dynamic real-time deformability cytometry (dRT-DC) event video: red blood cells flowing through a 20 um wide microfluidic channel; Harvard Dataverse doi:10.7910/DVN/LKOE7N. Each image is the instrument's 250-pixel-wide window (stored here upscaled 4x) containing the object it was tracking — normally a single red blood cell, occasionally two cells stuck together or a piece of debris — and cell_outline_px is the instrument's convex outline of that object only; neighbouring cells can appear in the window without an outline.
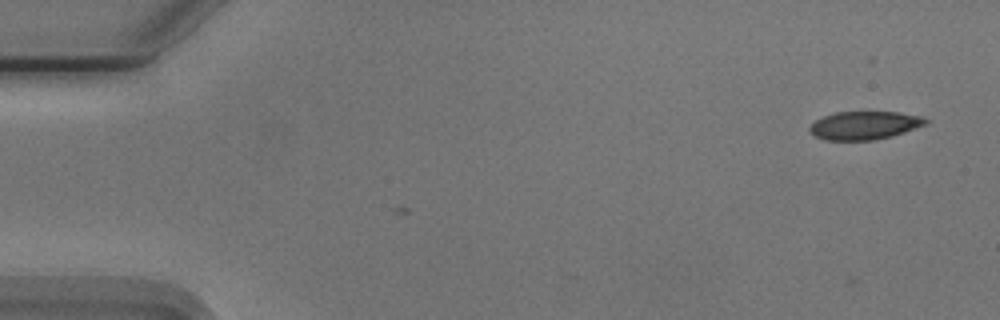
{"species": "Egyptian fruit bat (a non-hibernating species)", "species_latin": "Rousettus aegyptiacus", "temperature_condition": "cold", "stored_images_in_passage": 47, "camera_frame_rate_fps": 3000, "um_per_image_px": 0.085, "animal": {"sex": "male"}, "frame": {"image": 1, "passage_image": 1, "time_ms": 0.0, "image_size_px": [1000, 320], "cell_outline_px": [[928, 124], [888, 136], [872, 140], [824, 140], [816, 136], [808, 128], [816, 120], [824, 116], [836, 112], [896, 112], [924, 116], [928, 120]], "centroid_in_image_um": [73.49, 10.64], "position_along_channel_um": 11.5, "area_um2": 18.79}}
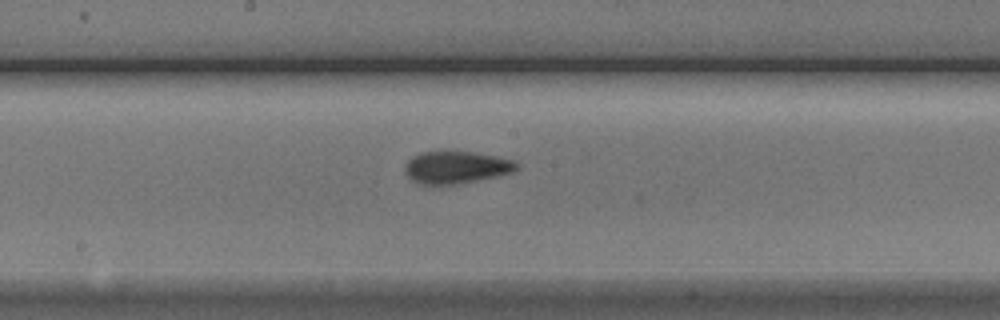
{"frame": {"image": 2, "passage_image": 27, "time_ms": 8.667, "image_size_px": [1000, 320], "cell_outline_px": [[520, 168], [512, 172], [496, 176], [456, 184], [416, 184], [404, 172], [404, 168], [408, 160], [412, 156], [424, 152], [472, 152], [496, 156], [516, 160], [520, 164]], "centroid_in_image_um": [38.8, 14.22], "position_along_channel_um": 209.4, "area_um2": 20.98}}
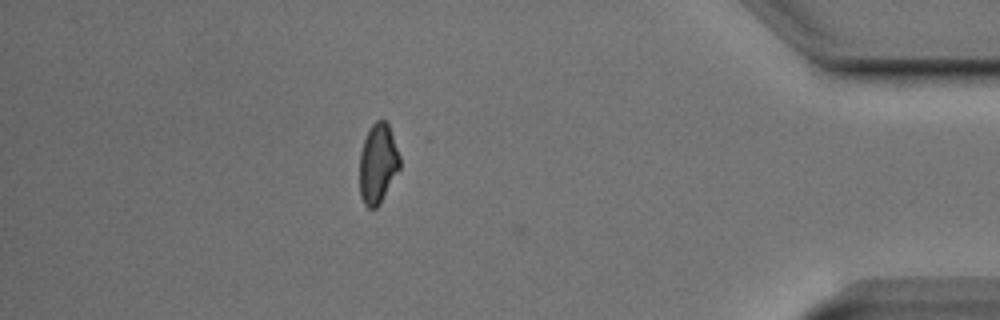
{"frame": {"image": 3, "passage_image": 46, "time_ms": 15.0, "image_size_px": [1000, 320], "cell_outline_px": [[400, 168], [380, 204], [376, 208], [368, 208], [364, 204], [360, 196], [360, 152], [364, 140], [372, 124], [376, 120], [384, 120], [388, 124], [400, 156]], "centroid_in_image_um": [32.12, 13.93], "position_along_channel_um": 403.1, "area_um2": 18.61}, "authors_computed_cell_mechanics": {"area_um2": 20.2878, "velocity_mm_per_s": 3.7513, "shape_relaxation_time_tau1_ms": 7.2803, "shape_relaxation_time_tau2_ms": 1.858, "deformation_change_tau1": 0.1273, "deformation_change_tau2": 0.0841}}